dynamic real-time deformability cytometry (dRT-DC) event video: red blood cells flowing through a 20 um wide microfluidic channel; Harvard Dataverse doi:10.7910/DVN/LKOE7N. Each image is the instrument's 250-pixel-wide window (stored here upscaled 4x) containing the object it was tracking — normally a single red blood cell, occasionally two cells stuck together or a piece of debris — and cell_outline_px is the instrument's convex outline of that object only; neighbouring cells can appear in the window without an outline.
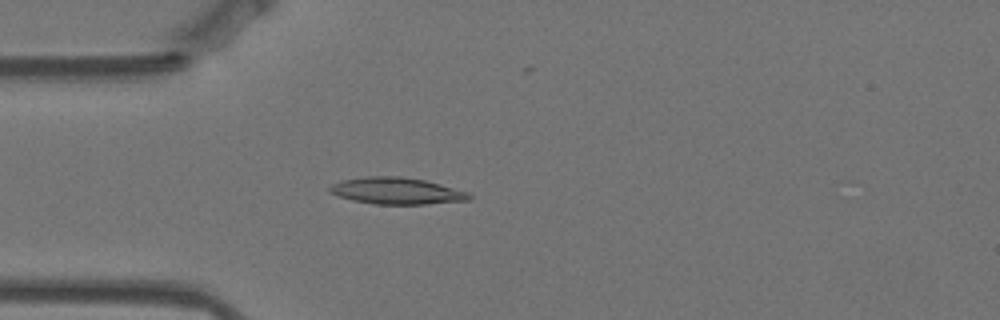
{"species": "Egyptian fruit bat (a non-hibernating species)", "species_latin": "Rousettus aegyptiacus", "temperature_condition": "warm", "stored_images_in_passage": 6, "camera_frame_rate_fps": 3000, "um_per_image_px": 0.085, "animal": {"sex": "female"}, "frame": {"image": 1, "passage_image": 1, "time_ms": 0.0, "image_size_px": [1000, 320], "cell_outline_px": [[472, 200], [424, 204], [376, 204], [352, 200], [328, 192], [328, 188], [332, 184], [340, 180], [364, 176], [400, 176], [424, 180], [440, 184], [468, 192], [472, 196]], "centroid_in_image_um": [33.69, 16.22], "position_along_channel_um": 51.3, "area_um2": 21.73}}